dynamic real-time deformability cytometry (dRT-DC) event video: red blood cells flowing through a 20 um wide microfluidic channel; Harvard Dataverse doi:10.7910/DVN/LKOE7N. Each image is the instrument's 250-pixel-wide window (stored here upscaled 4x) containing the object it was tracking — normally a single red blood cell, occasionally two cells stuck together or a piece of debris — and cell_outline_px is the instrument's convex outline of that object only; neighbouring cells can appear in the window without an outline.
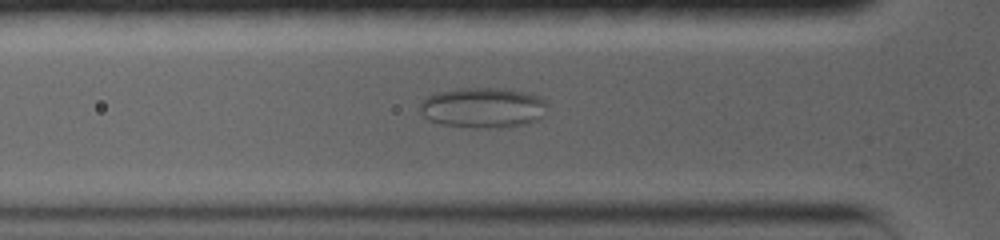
{"species": "common noctule bat (a hibernating species)", "species_latin": "Nyctalus noctula", "temperature_condition": "warm", "stored_images_in_passage": 69, "camera_frame_rate_fps": 5000, "um_per_image_px": 0.085, "animal": {"sex": "female", "body_mass_g": 19.0, "forearm_length_mm": 56.7}, "frame": {"image": 1, "passage_image": 18, "time_ms": 4.4, "image_size_px": [1000, 240], "cell_outline_px": [[548, 104], [540, 120], [524, 124], [504, 128], [472, 128], [440, 124], [428, 120], [420, 112], [420, 104], [428, 96], [436, 92], [460, 88], [504, 88], [524, 92], [536, 96], [544, 100]], "centroid_in_image_um": [41.05, 9.17], "position_along_channel_um": 84.8, "area_um2": 30.23}}
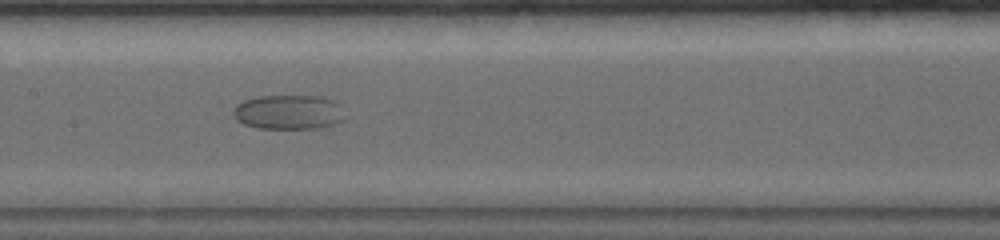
{"frame": {"image": 2, "passage_image": 30, "time_ms": 7.4, "image_size_px": [1000, 240], "cell_outline_px": [[348, 116], [344, 120], [320, 128], [256, 128], [244, 124], [236, 120], [232, 112], [236, 104], [244, 100], [260, 96], [320, 96], [336, 100], [340, 104]], "centroid_in_image_um": [24.58, 9.52], "position_along_channel_um": 182.8, "area_um2": 22.83}}
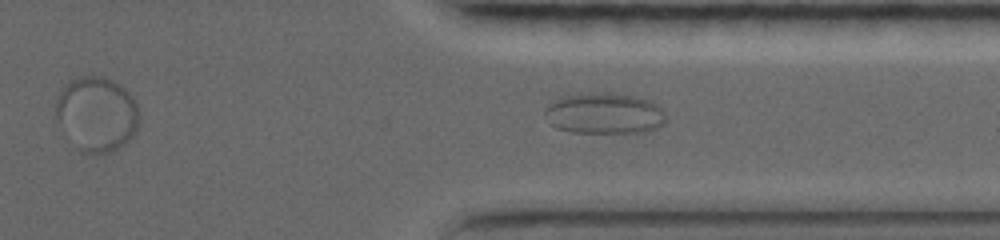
{"frame": {"image": 3, "passage_image": 50, "time_ms": 12.8, "image_size_px": [1000, 240], "cell_outline_px": [[664, 124], [652, 132], [572, 132], [556, 128], [552, 124], [544, 112], [560, 96], [588, 92], [608, 92], [632, 96], [648, 100], [656, 104], [664, 112]], "centroid_in_image_um": [51.4, 9.64], "position_along_channel_um": 360.0, "area_um2": 28.78}}